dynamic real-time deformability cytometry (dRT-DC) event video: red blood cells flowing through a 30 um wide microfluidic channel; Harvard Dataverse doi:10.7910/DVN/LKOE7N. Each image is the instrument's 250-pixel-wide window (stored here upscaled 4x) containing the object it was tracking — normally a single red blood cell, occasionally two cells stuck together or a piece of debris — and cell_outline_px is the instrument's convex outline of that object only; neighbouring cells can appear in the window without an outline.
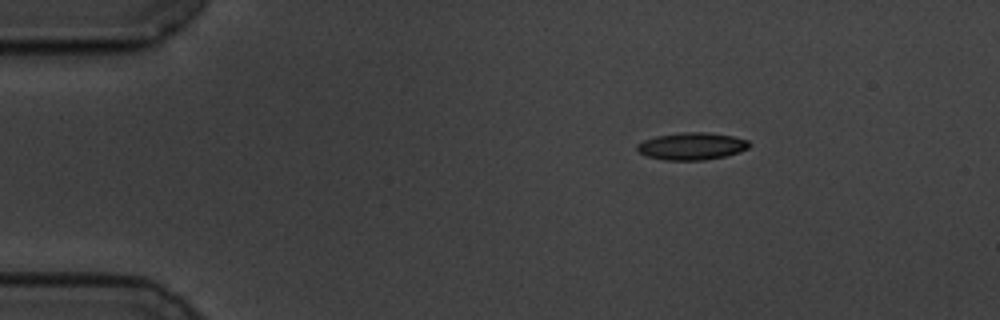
{"species": "common noctule bat (a hibernating species)", "species_latin": "Nyctalus noctula", "temperature_condition": "cold", "stored_images_in_passage": 49, "camera_frame_rate_fps": 3000, "um_per_image_px": 0.085, "animal": {"sex": "male", "body_mass_g": 19.5, "forearm_length_mm": 54.6}, "frame": {"image": 1, "passage_image": 1, "time_ms": 0.0, "image_size_px": [1000, 320], "cell_outline_px": [[752, 144], [748, 148], [740, 152], [724, 156], [704, 160], [664, 160], [648, 156], [636, 152], [636, 144], [644, 140], [656, 136], [680, 132], [708, 132], [732, 136], [748, 140]], "centroid_in_image_um": [58.79, 12.42], "position_along_channel_um": 26.2, "area_um2": 17.98}}
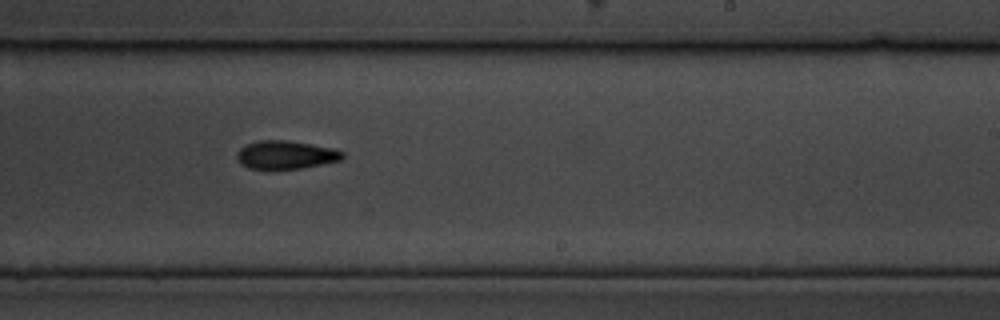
{"frame": {"image": 2, "passage_image": 27, "time_ms": 8.667, "image_size_px": [1000, 320], "cell_outline_px": [[344, 156], [340, 160], [300, 168], [248, 168], [240, 164], [236, 160], [236, 152], [240, 148], [248, 144], [260, 140], [284, 140], [312, 144], [336, 148], [344, 152]], "centroid_in_image_um": [24.28, 13.14], "position_along_channel_um": 264.7, "area_um2": 17.28}}
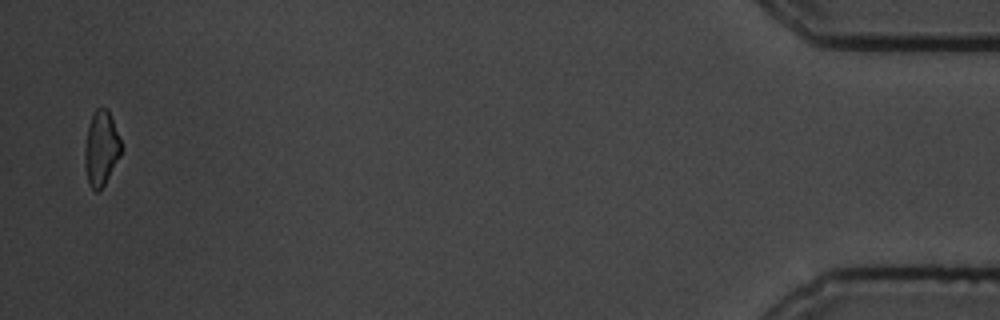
{"frame": {"image": 3, "passage_image": 48, "time_ms": 15.667, "image_size_px": [1000, 320], "cell_outline_px": [[120, 156], [104, 184], [96, 192], [88, 184], [84, 164], [84, 148], [88, 128], [92, 112], [96, 108], [108, 108], [120, 140]], "centroid_in_image_um": [8.57, 12.59], "position_along_channel_um": 426.6, "area_um2": 15.66}, "authors_computed_cell_mechanics": {"area_um2": 17.629, "velocity_mm_per_s": 3.5184, "shape_relaxation_time_tau1_ms": 2.8722, "shape_relaxation_time_tau2_ms": null, "deformation_change_tau1": 0.1161, "deformation_change_tau2": null}}